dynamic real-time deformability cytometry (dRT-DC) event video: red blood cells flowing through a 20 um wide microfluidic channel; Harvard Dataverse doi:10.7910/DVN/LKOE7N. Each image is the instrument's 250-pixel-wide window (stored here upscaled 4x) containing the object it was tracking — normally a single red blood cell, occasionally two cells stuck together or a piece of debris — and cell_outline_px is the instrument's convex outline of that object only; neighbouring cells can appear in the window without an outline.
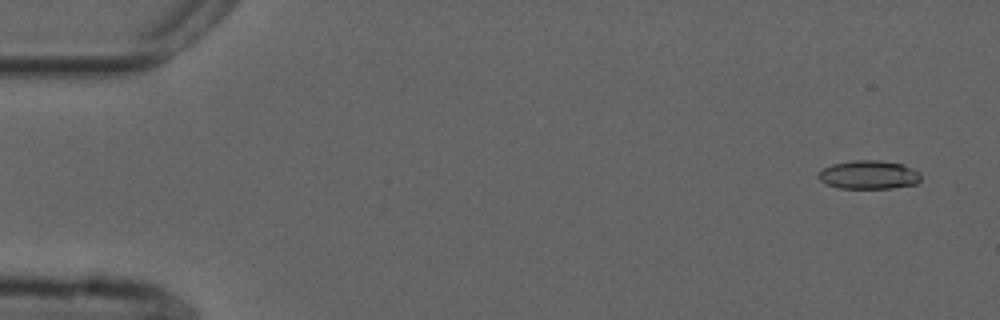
{"species": "common noctule bat (a hibernating species)", "species_latin": "Nyctalus noctula", "temperature_condition": "cold", "stored_images_in_passage": 15, "camera_frame_rate_fps": 3000, "um_per_image_px": 0.085, "animal": {"sex": "male", "forearm_length_mm": 52.5}, "frame": {"image": 1, "passage_image": 3, "time_ms": 0.667, "image_size_px": [1000, 320], "cell_outline_px": [[920, 180], [916, 184], [892, 188], [840, 188], [828, 184], [820, 180], [816, 176], [824, 168], [832, 164], [852, 160], [880, 160], [904, 164], [920, 172]], "centroid_in_image_um": [73.87, 14.85], "position_along_channel_um": 11.1, "area_um2": 17.11}}